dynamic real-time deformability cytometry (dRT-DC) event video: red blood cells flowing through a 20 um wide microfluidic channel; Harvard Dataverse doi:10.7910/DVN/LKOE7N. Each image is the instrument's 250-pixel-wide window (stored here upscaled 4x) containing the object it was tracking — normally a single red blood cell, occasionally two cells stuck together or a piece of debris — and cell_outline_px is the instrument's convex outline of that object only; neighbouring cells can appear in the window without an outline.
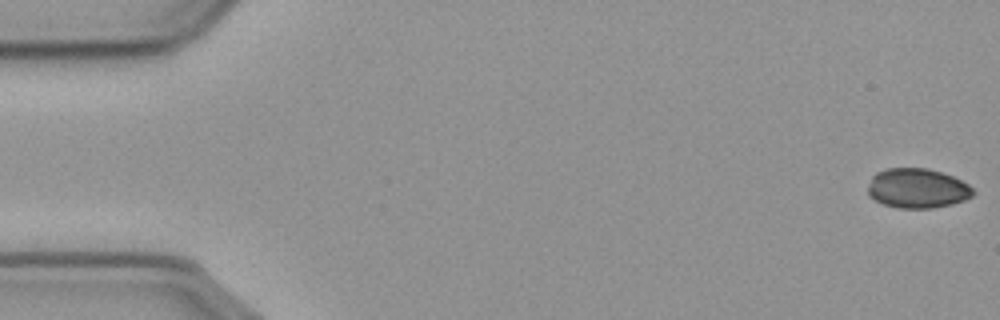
{"species": "common noctule bat (a hibernating species)", "species_latin": "Nyctalus noctula", "temperature_condition": "cold", "stored_images_in_passage": 57, "camera_frame_rate_fps": 3000, "um_per_image_px": 0.085, "animal": {"sex": "male", "body_mass_g": 23.1, "forearm_length_mm": 52.7}, "frame": {"image": 1, "passage_image": 1, "time_ms": 0.0, "image_size_px": [1000, 320], "cell_outline_px": [[976, 192], [972, 196], [964, 200], [952, 204], [932, 208], [900, 208], [884, 204], [868, 196], [868, 188], [872, 176], [876, 172], [888, 168], [928, 168], [952, 176], [968, 184]], "centroid_in_image_um": [77.97, 16.0], "position_along_channel_um": 7.0, "area_um2": 24.28}}
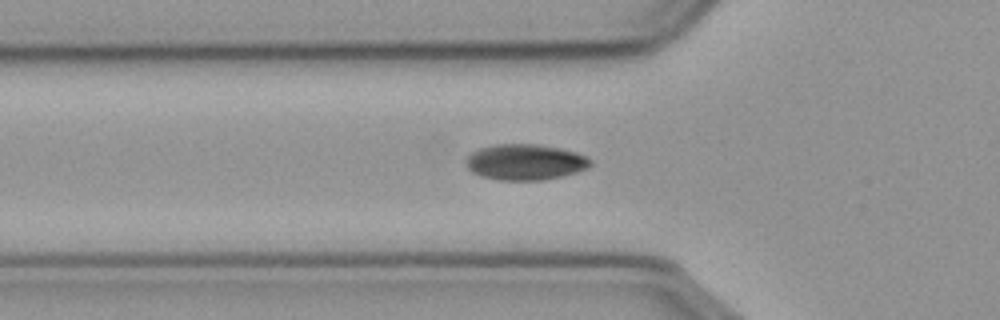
{"frame": {"image": 2, "passage_image": 19, "time_ms": 6.0, "image_size_px": [1000, 320], "cell_outline_px": [[592, 164], [588, 168], [576, 172], [544, 180], [496, 180], [480, 176], [472, 172], [468, 168], [468, 156], [472, 152], [480, 148], [496, 144], [536, 144], [560, 148], [576, 152], [592, 160]], "centroid_in_image_um": [44.66, 13.78], "position_along_channel_um": 81.1, "area_um2": 25.89}}
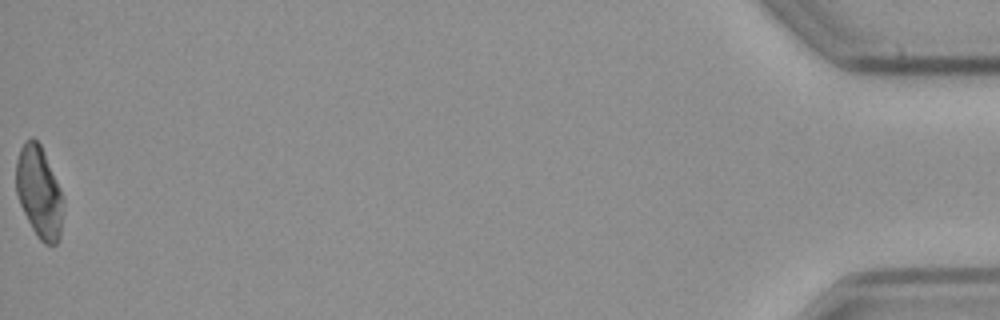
{"frame": {"image": 3, "passage_image": 57, "time_ms": 18.667, "image_size_px": [1000, 320], "cell_outline_px": [[64, 200], [60, 236], [56, 244], [44, 244], [36, 236], [20, 204], [16, 192], [16, 160], [20, 148], [24, 140], [32, 136], [40, 144], [44, 152], [60, 188]], "centroid_in_image_um": [3.32, 16.32], "position_along_channel_um": 431.9, "area_um2": 25.2}, "authors_computed_cell_mechanics": {"area_um2": 24.854, "velocity_mm_per_s": 3.6251, "shape_relaxation_time_tau1_ms": 8.4463, "shape_relaxation_time_tau2_ms": 3.8706, "deformation_change_tau1": 0.0625, "deformation_change_tau2": 0.0355}}